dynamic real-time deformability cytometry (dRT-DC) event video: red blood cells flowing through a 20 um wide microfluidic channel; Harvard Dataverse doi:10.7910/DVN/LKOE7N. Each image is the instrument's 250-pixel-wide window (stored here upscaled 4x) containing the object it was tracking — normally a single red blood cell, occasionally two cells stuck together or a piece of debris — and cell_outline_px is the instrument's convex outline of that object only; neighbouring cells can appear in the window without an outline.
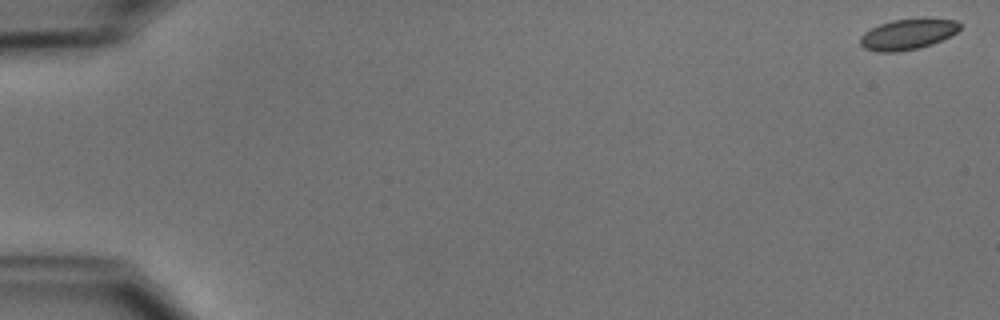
{"species": "common noctule bat (a hibernating species)", "species_latin": "Nyctalus noctula", "temperature_condition": "cold", "stored_images_in_passage": 52, "camera_frame_rate_fps": 3000, "um_per_image_px": 0.085, "animal": {"sex": "male", "body_mass_g": 15.6}, "frame": {"image": 1, "passage_image": 1, "time_ms": 0.0, "image_size_px": [1000, 320], "cell_outline_px": [[960, 28], [956, 32], [932, 44], [920, 48], [896, 52], [876, 52], [864, 48], [860, 44], [860, 36], [864, 32], [880, 24], [892, 20], [924, 16], [956, 20], [960, 24]], "centroid_in_image_um": [77.16, 2.88], "position_along_channel_um": 7.8, "area_um2": 18.21}}
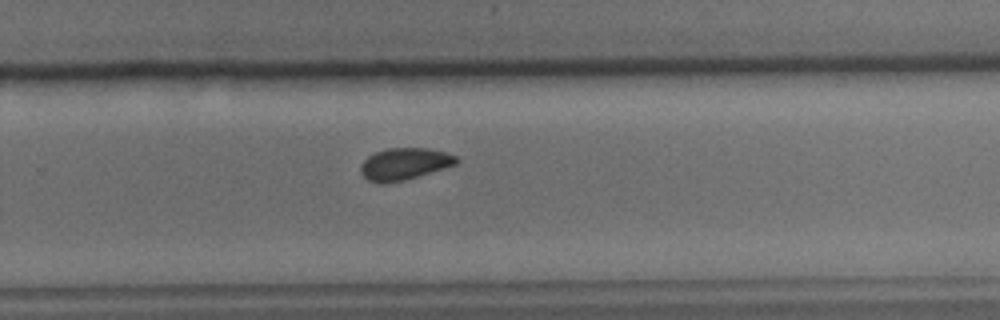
{"frame": {"image": 2, "passage_image": 35, "time_ms": 11.333, "image_size_px": [1000, 320], "cell_outline_px": [[460, 160], [456, 164], [404, 180], [384, 184], [380, 184], [368, 180], [360, 172], [360, 164], [368, 156], [376, 152], [388, 148], [428, 148], [444, 152], [456, 156]], "centroid_in_image_um": [34.34, 13.93], "position_along_channel_um": 295.5, "area_um2": 17.69}}
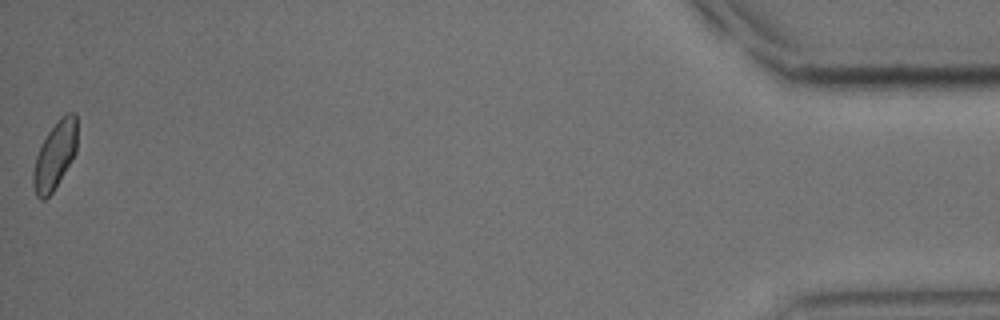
{"frame": {"image": 3, "passage_image": 52, "time_ms": 17.0, "image_size_px": [1000, 320], "cell_outline_px": [[76, 152], [52, 192], [44, 200], [40, 200], [36, 196], [32, 184], [32, 172], [36, 156], [48, 132], [60, 116], [68, 112], [76, 112]], "centroid_in_image_um": [4.65, 13.2], "position_along_channel_um": 430.6, "area_um2": 17.11}, "authors_computed_cell_mechanics": {"area_um2": 18.1781, "velocity_mm_per_s": 3.9209, "shape_relaxation_time_tau1_ms": 3.1738, "shape_relaxation_time_tau2_ms": 2.8777, "deformation_change_tau1": 0.064, "deformation_change_tau2": 0.0569}}